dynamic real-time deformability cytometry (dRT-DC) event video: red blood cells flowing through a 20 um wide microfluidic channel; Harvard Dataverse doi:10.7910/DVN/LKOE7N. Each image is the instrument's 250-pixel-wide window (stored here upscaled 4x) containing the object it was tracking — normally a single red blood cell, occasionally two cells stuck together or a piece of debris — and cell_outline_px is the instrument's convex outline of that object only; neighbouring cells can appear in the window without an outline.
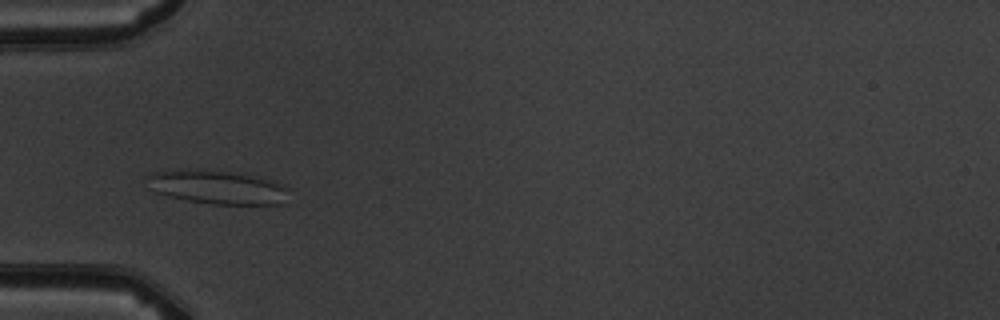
{"species": "common noctule bat (a hibernating species)", "species_latin": "Nyctalus noctula", "temperature_condition": "warm", "stored_images_in_passage": 4, "camera_frame_rate_fps": 3000, "um_per_image_px": 0.085, "animal": {"sex": "male", "body_mass_g": 19.5, "forearm_length_mm": 54.6}, "frame": {"image": 1, "passage_image": 4, "time_ms": 3.333, "image_size_px": [1000, 320], "cell_outline_px": [[288, 204], [212, 204], [188, 200], [168, 196], [156, 192], [144, 176], [152, 172], [232, 172], [260, 176], [276, 180], [284, 184], [288, 188]], "centroid_in_image_um": [18.66, 15.95], "position_along_channel_um": 66.3, "area_um2": 27.28}}